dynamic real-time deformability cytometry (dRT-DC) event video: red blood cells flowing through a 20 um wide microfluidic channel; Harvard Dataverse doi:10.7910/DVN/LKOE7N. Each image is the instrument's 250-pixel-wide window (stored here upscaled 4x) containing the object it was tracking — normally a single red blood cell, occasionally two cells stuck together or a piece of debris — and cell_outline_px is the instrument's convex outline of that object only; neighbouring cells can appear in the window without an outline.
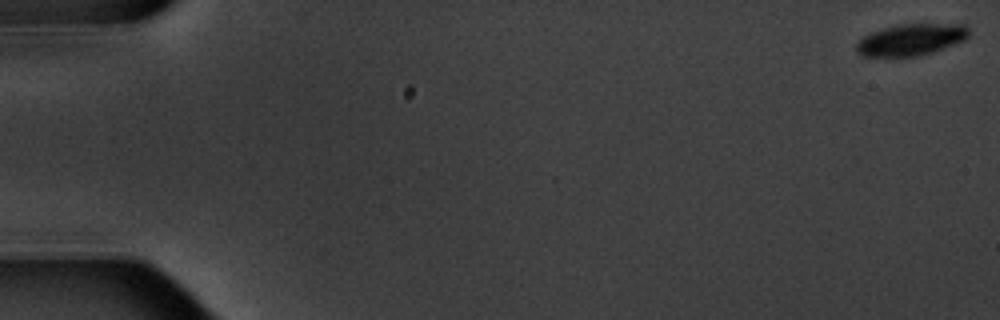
{"species": "common noctule bat (a hibernating species)", "species_latin": "Nyctalus noctula", "temperature_condition": "warm", "stored_images_in_passage": 4, "camera_frame_rate_fps": 3000, "um_per_image_px": 0.085, "animal": {"sex": "male", "body_mass_g": 20.1, "forearm_length_mm": 53.5}, "frame": {"image": 1, "passage_image": 1, "time_ms": 0.0, "image_size_px": [1000, 320], "cell_outline_px": [[968, 36], [964, 40], [932, 52], [916, 56], [864, 56], [856, 52], [856, 44], [864, 36], [872, 32], [900, 24], [964, 24], [968, 28]], "centroid_in_image_um": [77.43, 3.37], "position_along_channel_um": 7.6, "area_um2": 20.35}}